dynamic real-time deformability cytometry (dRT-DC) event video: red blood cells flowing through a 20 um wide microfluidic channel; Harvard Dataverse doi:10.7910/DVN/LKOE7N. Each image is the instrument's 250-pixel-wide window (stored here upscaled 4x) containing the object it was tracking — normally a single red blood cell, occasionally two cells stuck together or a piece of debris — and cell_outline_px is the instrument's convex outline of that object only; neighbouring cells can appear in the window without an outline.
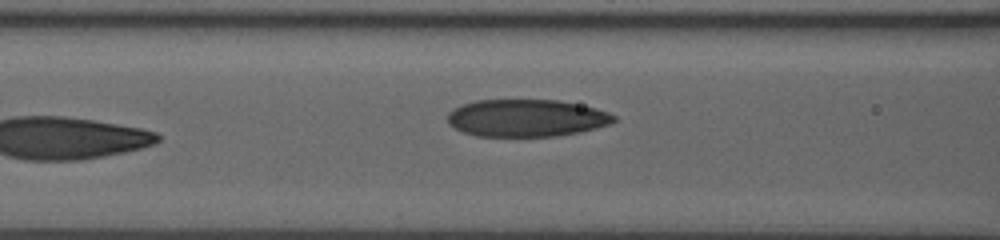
{"species": "human", "species_latin": "Homo sapiens", "temperature_condition": "room temperature", "stored_images_in_passage": 12, "camera_frame_rate_fps": 3000, "um_per_image_px": 0.085, "donor": {"sex": "male"}, "frame": {"image": 1, "passage_image": 12, "time_ms": 5.333, "image_size_px": [1000, 240], "cell_outline_px": [[616, 120], [612, 124], [580, 132], [556, 136], [476, 136], [464, 132], [448, 124], [448, 112], [452, 108], [476, 100], [560, 100], [596, 108], [608, 112], [616, 116]], "centroid_in_image_um": [44.77, 10.03], "position_along_channel_um": 121.8, "area_um2": 36.3}}